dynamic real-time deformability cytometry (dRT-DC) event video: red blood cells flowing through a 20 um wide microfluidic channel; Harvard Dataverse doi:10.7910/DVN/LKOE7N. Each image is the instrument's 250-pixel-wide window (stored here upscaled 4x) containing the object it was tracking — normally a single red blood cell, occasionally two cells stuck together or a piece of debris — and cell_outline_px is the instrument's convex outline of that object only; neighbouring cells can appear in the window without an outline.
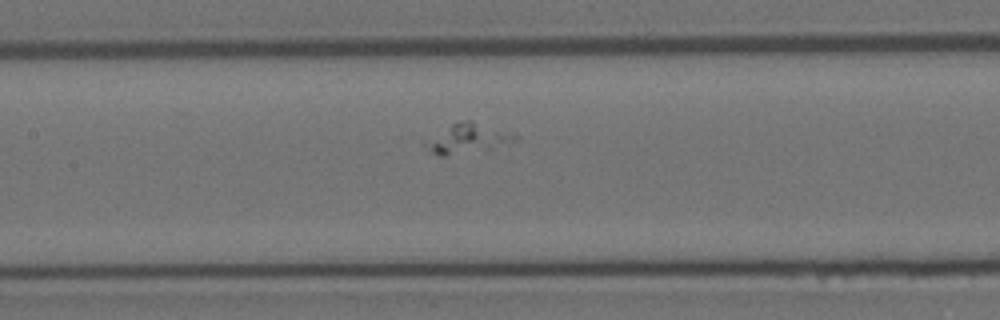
{"species": "Egyptian fruit bat (a non-hibernating species)", "species_latin": "Rousettus aegyptiacus", "temperature_condition": "room temperature", "stored_images_in_passage": 30, "camera_frame_rate_fps": 3000, "um_per_image_px": 0.085, "animal": {"sex": "female"}, "frame": {"image": 1, "passage_image": 9, "time_ms": 2.667, "image_size_px": [1000, 320], "cell_outline_px": [[504, 140], [488, 148], [444, 156], [440, 156], [432, 152], [432, 144], [452, 124], [460, 120], [472, 120], [504, 136]], "centroid_in_image_um": [39.56, 11.78], "position_along_channel_um": 167.8, "area_um2": 11.96}}
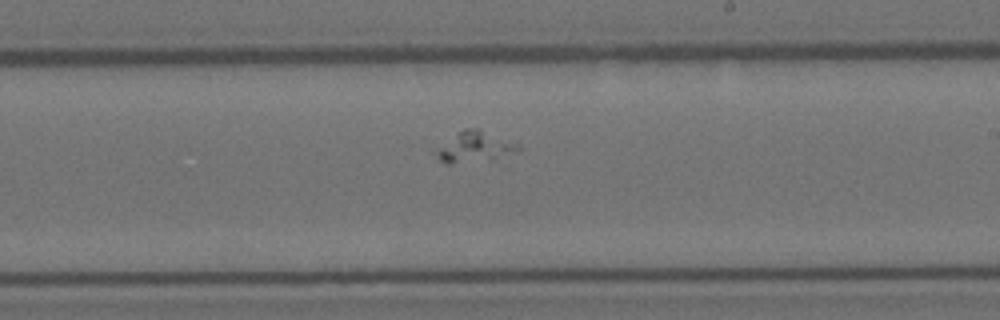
{"frame": {"image": 2, "passage_image": 16, "time_ms": 5.0, "image_size_px": [1000, 320], "cell_outline_px": [[520, 148], [492, 156], [448, 164], [440, 160], [436, 156], [436, 152], [440, 148], [464, 128], [476, 128], [520, 144]], "centroid_in_image_um": [40.29, 12.43], "position_along_channel_um": 248.7, "area_um2": 12.95}}
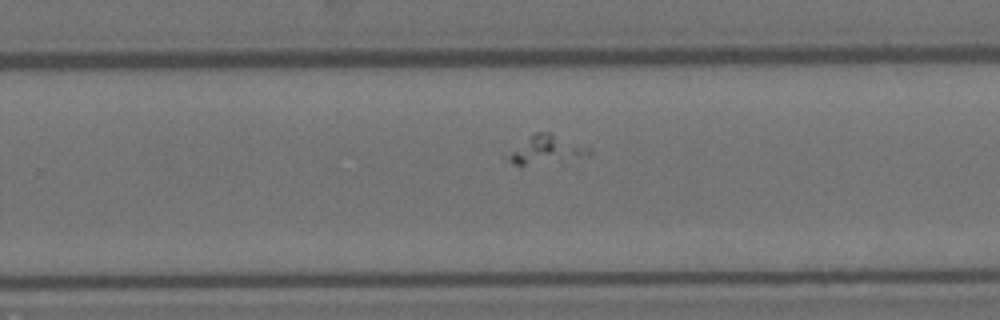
{"frame": {"image": 3, "passage_image": 19, "time_ms": 6.0, "image_size_px": [1000, 320], "cell_outline_px": [[592, 152], [580, 156], [520, 168], [512, 164], [508, 160], [508, 156], [528, 136], [536, 132], [552, 132], [588, 148]], "centroid_in_image_um": [46.34, 12.74], "position_along_channel_um": 283.5, "area_um2": 13.01}}